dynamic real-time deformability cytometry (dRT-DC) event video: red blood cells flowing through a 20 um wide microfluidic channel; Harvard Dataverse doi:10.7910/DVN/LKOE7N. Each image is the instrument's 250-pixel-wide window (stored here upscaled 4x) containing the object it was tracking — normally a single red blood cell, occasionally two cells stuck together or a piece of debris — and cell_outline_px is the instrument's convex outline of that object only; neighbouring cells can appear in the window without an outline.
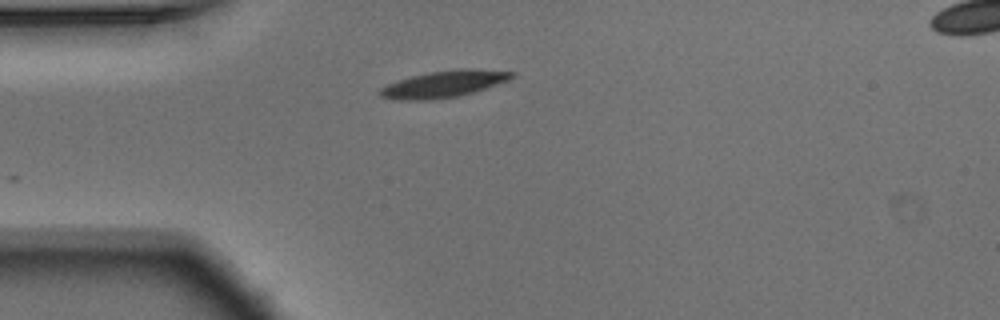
{"species": "Egyptian fruit bat (a non-hibernating species)", "species_latin": "Rousettus aegyptiacus", "temperature_condition": "warm", "stored_images_in_passage": 4, "camera_frame_rate_fps": 3000, "um_per_image_px": 0.085, "animal": {"sex": "male"}, "frame": {"image": 1, "passage_image": 1, "time_ms": 0.0, "image_size_px": [1000, 320], "cell_outline_px": [[516, 76], [508, 80], [472, 92], [456, 96], [432, 100], [392, 100], [380, 96], [380, 88], [388, 84], [412, 76], [432, 72], [464, 68], [516, 72]], "centroid_in_image_um": [37.71, 7.15], "position_along_channel_um": 47.3, "area_um2": 20.11}}